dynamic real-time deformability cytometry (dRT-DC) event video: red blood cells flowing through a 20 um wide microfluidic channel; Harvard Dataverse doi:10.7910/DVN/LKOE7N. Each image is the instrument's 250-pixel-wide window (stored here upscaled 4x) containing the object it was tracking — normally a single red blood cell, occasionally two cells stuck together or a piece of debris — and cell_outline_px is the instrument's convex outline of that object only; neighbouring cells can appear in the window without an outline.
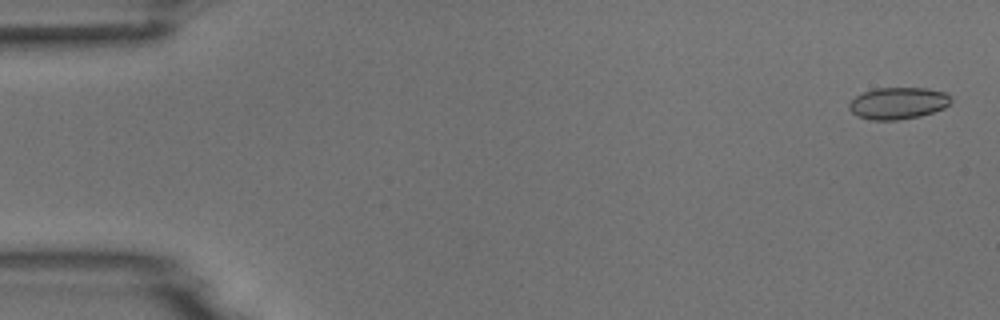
{"species": "common noctule bat (a hibernating species)", "species_latin": "Nyctalus noctula", "temperature_condition": "room temperature", "stored_images_in_passage": 4, "camera_frame_rate_fps": 3000, "um_per_image_px": 0.085, "animal": {"sex": "male", "body_mass_g": 18.8}, "frame": {"image": 1, "passage_image": 1, "time_ms": 0.0, "image_size_px": [1000, 320], "cell_outline_px": [[952, 100], [944, 108], [920, 116], [896, 120], [872, 120], [856, 116], [848, 108], [848, 104], [856, 96], [864, 92], [876, 88], [928, 88], [944, 92]], "centroid_in_image_um": [76.31, 8.77], "position_along_channel_um": 8.7, "area_um2": 18.79}}
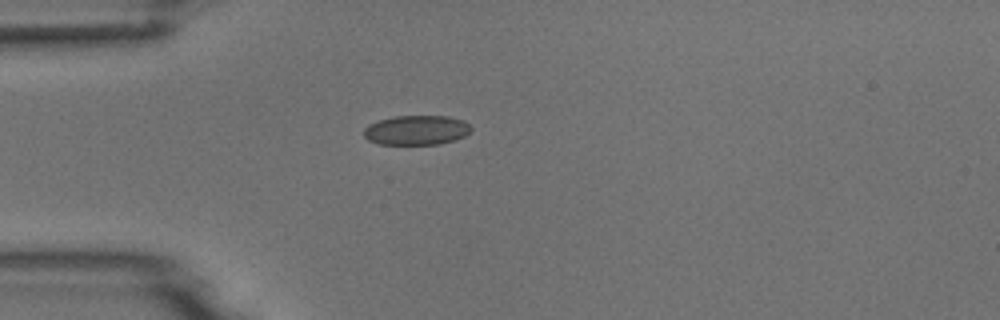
{"frame": {"image": 2, "passage_image": 4, "time_ms": 4.333, "image_size_px": [1000, 320], "cell_outline_px": [[472, 128], [464, 136], [456, 140], [440, 144], [380, 144], [368, 140], [364, 136], [364, 128], [368, 124], [380, 120], [396, 116], [448, 116], [464, 120]], "centroid_in_image_um": [35.4, 11.06], "position_along_channel_um": 49.6, "area_um2": 18.5}}